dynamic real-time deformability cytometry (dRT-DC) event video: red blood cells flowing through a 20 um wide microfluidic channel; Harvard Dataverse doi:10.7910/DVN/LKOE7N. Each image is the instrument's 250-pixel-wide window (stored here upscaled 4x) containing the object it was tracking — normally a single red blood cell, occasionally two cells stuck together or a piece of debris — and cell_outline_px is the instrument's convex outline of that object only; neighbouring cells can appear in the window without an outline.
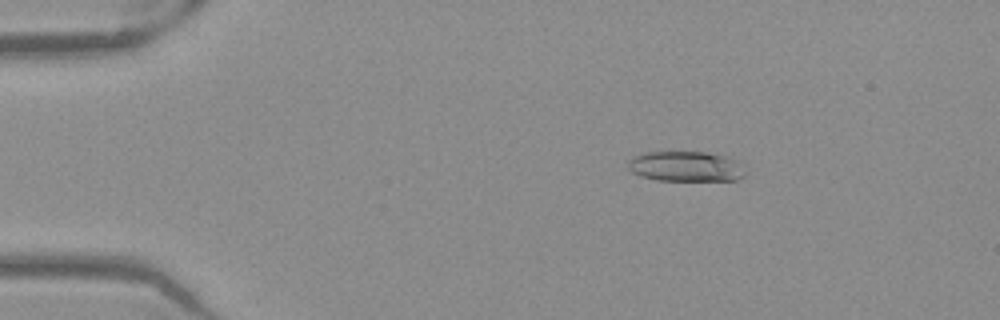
{"species": "Egyptian fruit bat (a non-hibernating species)", "species_latin": "Rousettus aegyptiacus", "temperature_condition": "warm", "stored_images_in_passage": 52, "camera_frame_rate_fps": 3000, "um_per_image_px": 0.085, "frame": {"image": 1, "passage_image": 9, "time_ms": 2.667, "image_size_px": [1000, 320], "cell_outline_px": [[748, 172], [744, 176], [736, 180], [656, 180], [640, 176], [632, 172], [628, 168], [628, 160], [632, 156], [644, 152], [708, 152], [728, 156], [744, 164]], "centroid_in_image_um": [58.34, 14.14], "position_along_channel_um": 26.7, "area_um2": 21.1}}
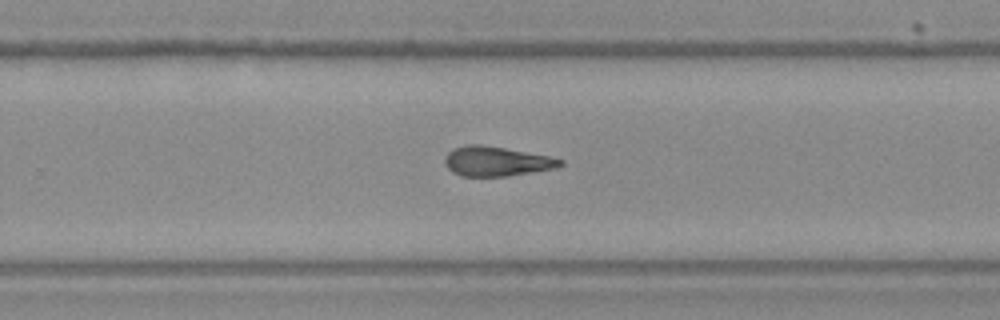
{"frame": {"image": 2, "passage_image": 34, "time_ms": 11.0, "image_size_px": [1000, 320], "cell_outline_px": [[564, 164], [556, 168], [508, 176], [460, 176], [452, 172], [444, 164], [444, 156], [452, 148], [464, 144], [480, 144], [552, 156], [564, 160]], "centroid_in_image_um": [42.18, 13.7], "position_along_channel_um": 287.6, "area_um2": 20.23}}
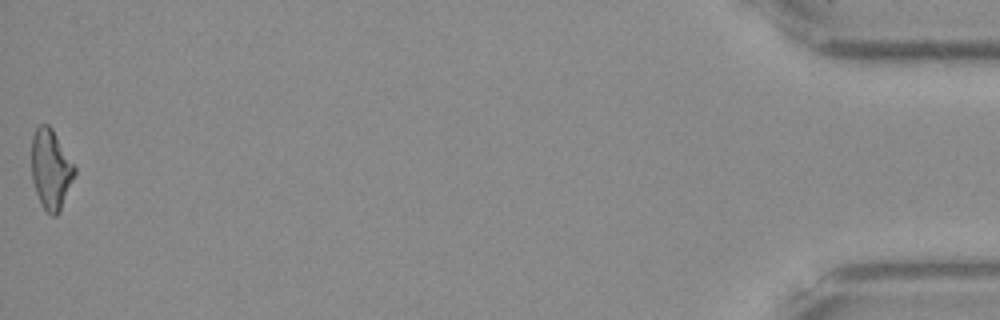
{"frame": {"image": 3, "passage_image": 52, "time_ms": 17.0, "image_size_px": [1000, 320], "cell_outline_px": [[76, 172], [60, 212], [56, 216], [52, 216], [40, 204], [32, 180], [32, 136], [36, 128], [40, 124], [48, 124], [52, 128], [76, 168]], "centroid_in_image_um": [4.32, 14.4], "position_along_channel_um": 430.9, "area_um2": 20.0}, "authors_computed_cell_mechanics": {"area_um2": 20.4901, "velocity_mm_per_s": 3.9775, "shape_relaxation_time_tau1_ms": null, "shape_relaxation_time_tau2_ms": 7.1205, "deformation_change_tau1": null, "deformation_change_tau2": 0.2108}}